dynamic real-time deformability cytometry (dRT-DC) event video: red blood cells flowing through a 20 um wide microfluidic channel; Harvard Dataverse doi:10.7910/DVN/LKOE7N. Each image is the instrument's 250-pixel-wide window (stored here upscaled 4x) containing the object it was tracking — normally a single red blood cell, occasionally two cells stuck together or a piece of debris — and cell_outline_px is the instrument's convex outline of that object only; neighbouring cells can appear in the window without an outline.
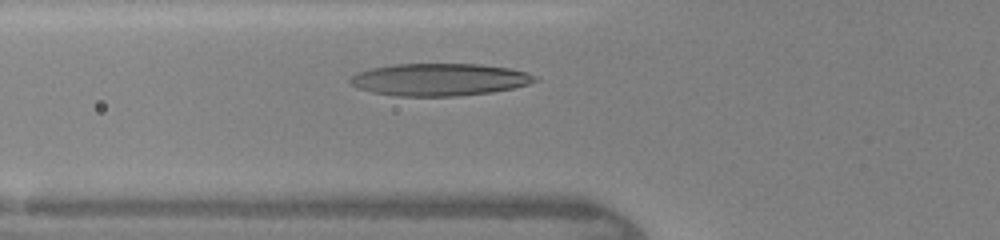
{"species": "human", "species_latin": "Homo sapiens", "temperature_condition": "warm", "stored_images_in_passage": 24, "camera_frame_rate_fps": 3000, "um_per_image_px": 0.085, "donor": {"sex": "female"}, "frame": {"image": 1, "passage_image": 2, "time_ms": 0.333, "image_size_px": [1000, 240], "cell_outline_px": [[540, 80], [528, 84], [512, 88], [492, 92], [456, 96], [400, 96], [372, 92], [360, 88], [352, 84], [348, 80], [356, 72], [372, 68], [396, 64], [480, 64], [508, 68], [528, 72], [536, 76]], "centroid_in_image_um": [37.38, 6.76], "position_along_channel_um": 88.4, "area_um2": 34.74}}
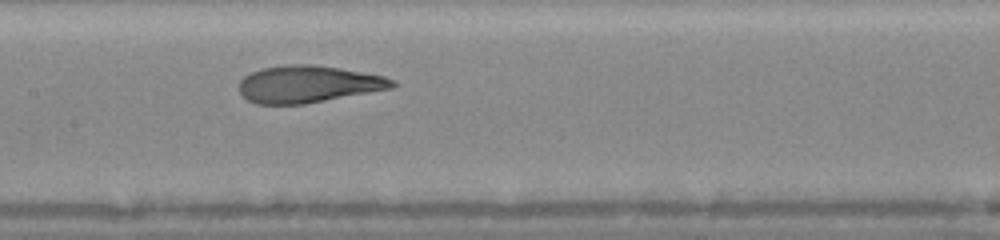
{"frame": {"image": 2, "passage_image": 8, "time_ms": 2.333, "image_size_px": [1000, 240], "cell_outline_px": [[396, 84], [392, 88], [304, 104], [256, 104], [248, 100], [240, 92], [240, 80], [244, 76], [252, 72], [264, 68], [288, 64], [312, 64], [340, 68], [384, 76], [396, 80]], "centroid_in_image_um": [26.2, 7.15], "position_along_channel_um": 181.2, "area_um2": 32.89}}
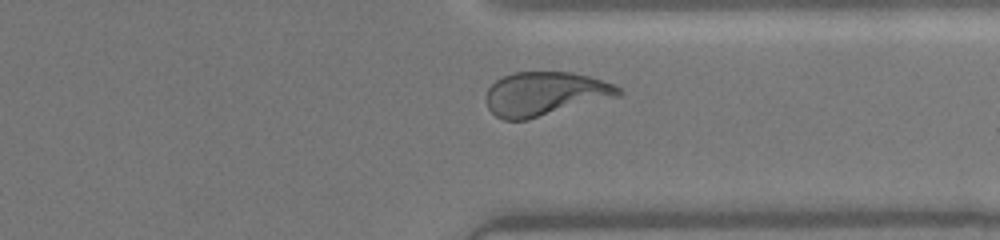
{"frame": {"image": 3, "passage_image": 20, "time_ms": 6.333, "image_size_px": [1000, 240], "cell_outline_px": [[624, 92], [620, 96], [528, 120], [504, 120], [496, 116], [488, 108], [488, 88], [496, 80], [512, 72], [572, 72], [588, 76], [616, 84]], "centroid_in_image_um": [46.38, 7.98], "position_along_channel_um": 365.0, "area_um2": 33.93}}